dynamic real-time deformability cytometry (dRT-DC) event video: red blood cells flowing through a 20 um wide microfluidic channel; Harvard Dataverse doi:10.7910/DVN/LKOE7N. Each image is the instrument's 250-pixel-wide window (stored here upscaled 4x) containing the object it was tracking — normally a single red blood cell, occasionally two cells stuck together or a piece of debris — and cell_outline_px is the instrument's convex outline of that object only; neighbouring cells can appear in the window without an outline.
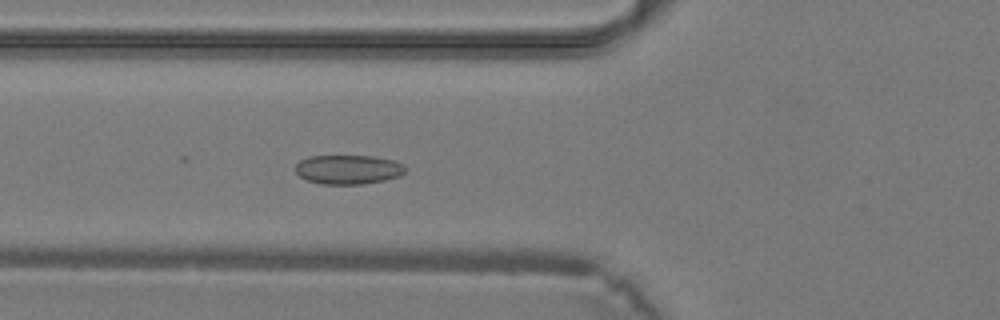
{"species": "common noctule bat (a hibernating species)", "species_latin": "Nyctalus noctula", "temperature_condition": "warm", "stored_images_in_passage": 29, "camera_frame_rate_fps": 3000, "um_per_image_px": 0.085, "animal": {"sex": "male", "body_mass_g": 19.2, "forearm_length_mm": 51.8}, "frame": {"image": 1, "passage_image": 4, "time_ms": 1.0, "image_size_px": [1000, 320], "cell_outline_px": [[408, 168], [400, 176], [384, 180], [364, 184], [320, 184], [308, 180], [300, 176], [296, 172], [296, 164], [300, 160], [308, 156], [372, 156], [392, 160], [404, 164]], "centroid_in_image_um": [29.62, 14.41], "position_along_channel_um": 96.2, "area_um2": 18.79}}
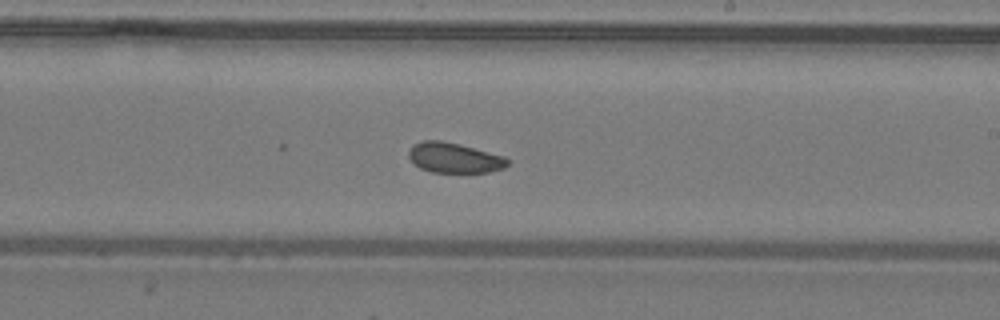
{"frame": {"image": 2, "passage_image": 13, "time_ms": 4.0, "image_size_px": [1000, 320], "cell_outline_px": [[508, 164], [504, 168], [488, 172], [432, 172], [420, 168], [408, 156], [408, 152], [412, 144], [424, 140], [440, 140], [504, 156], [508, 160]], "centroid_in_image_um": [38.58, 13.42], "position_along_channel_um": 250.4, "area_um2": 17.05}}
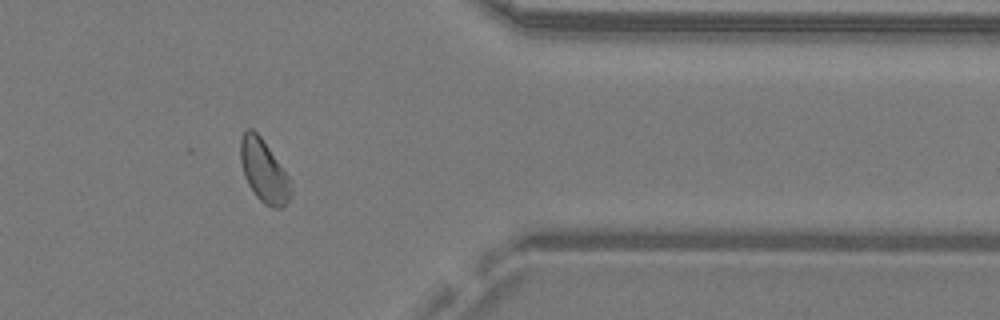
{"frame": {"image": 3, "passage_image": 22, "time_ms": 7.0, "image_size_px": [1000, 320], "cell_outline_px": [[292, 196], [280, 208], [276, 208], [264, 204], [256, 196], [248, 184], [244, 176], [240, 160], [240, 140], [244, 132], [248, 128], [252, 128], [260, 136], [288, 176], [292, 192]], "centroid_in_image_um": [22.4, 14.54], "position_along_channel_um": 389.0, "area_um2": 18.09}}